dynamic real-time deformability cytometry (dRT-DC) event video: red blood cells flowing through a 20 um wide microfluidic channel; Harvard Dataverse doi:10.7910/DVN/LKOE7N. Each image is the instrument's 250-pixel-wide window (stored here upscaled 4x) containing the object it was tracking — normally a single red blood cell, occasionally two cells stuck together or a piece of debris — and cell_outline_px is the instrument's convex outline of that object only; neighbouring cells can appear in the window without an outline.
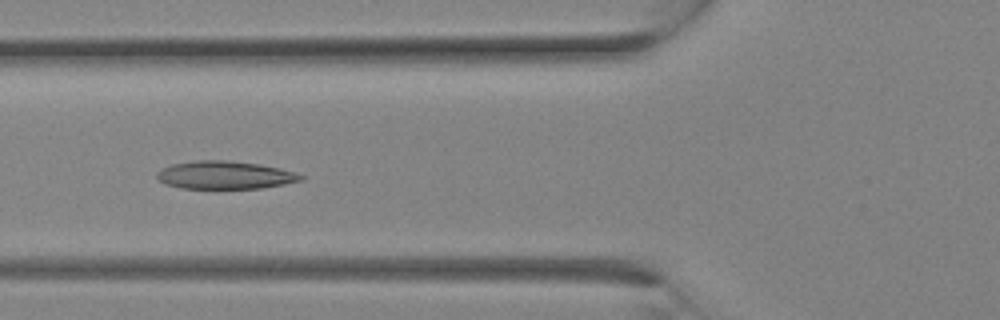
{"species": "Egyptian fruit bat (a non-hibernating species)", "species_latin": "Rousettus aegyptiacus", "temperature_condition": "room temperature", "stored_images_in_passage": 13, "camera_frame_rate_fps": 3000, "um_per_image_px": 0.085, "animal": {"sex": "female"}, "frame": {"image": 1, "passage_image": 10, "time_ms": 3.0, "image_size_px": [1000, 320], "cell_outline_px": [[304, 180], [284, 184], [260, 188], [180, 188], [164, 184], [156, 176], [156, 172], [172, 164], [196, 160], [224, 160], [260, 164], [280, 168], [296, 172], [304, 176]], "centroid_in_image_um": [19.13, 14.88], "position_along_channel_um": 106.7, "area_um2": 23.41}}
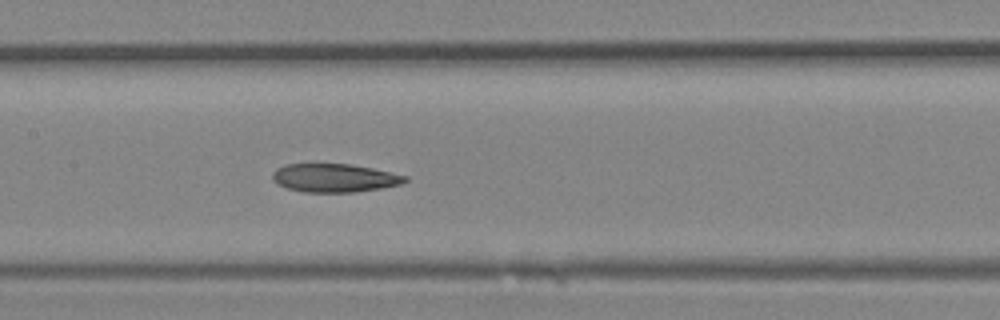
{"frame": {"image": 2, "passage_image": 13, "time_ms": 4.0, "image_size_px": [1000, 320], "cell_outline_px": [[408, 180], [400, 184], [380, 188], [356, 192], [304, 192], [288, 188], [276, 184], [272, 180], [272, 172], [276, 168], [284, 164], [352, 164], [372, 168], [408, 176]], "centroid_in_image_um": [28.39, 15.12], "position_along_channel_um": 179.0, "area_um2": 22.02}}